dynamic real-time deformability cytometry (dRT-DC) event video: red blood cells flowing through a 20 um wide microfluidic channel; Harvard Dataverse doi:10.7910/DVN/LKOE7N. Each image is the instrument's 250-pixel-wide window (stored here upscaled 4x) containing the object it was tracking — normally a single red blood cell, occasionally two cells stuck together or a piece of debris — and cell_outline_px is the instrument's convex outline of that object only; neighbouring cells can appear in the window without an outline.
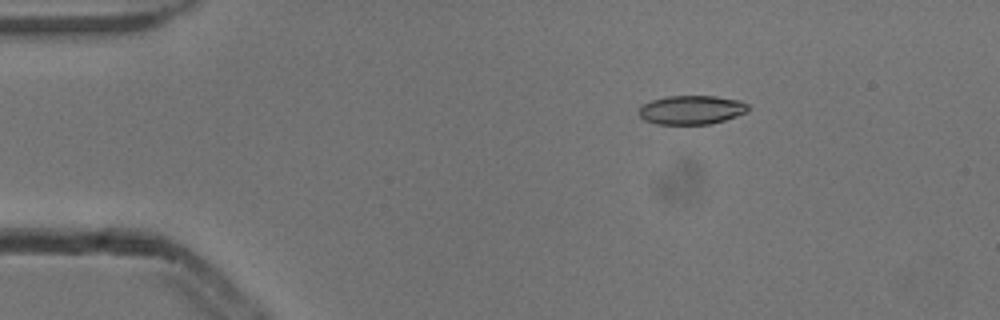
{"species": "common noctule bat (a hibernating species)", "species_latin": "Nyctalus noctula", "temperature_condition": "cold", "stored_images_in_passage": 4, "camera_frame_rate_fps": 3000, "um_per_image_px": 0.085, "animal": {"sex": "male", "body_mass_g": 13.3}, "frame": {"image": 1, "passage_image": 2, "time_ms": 0.333, "image_size_px": [1000, 320], "cell_outline_px": [[748, 112], [724, 120], [708, 124], [656, 124], [644, 120], [636, 112], [644, 104], [652, 100], [668, 96], [716, 96], [740, 100], [748, 104]], "centroid_in_image_um": [58.77, 9.34], "position_along_channel_um": 26.2, "area_um2": 18.44}}
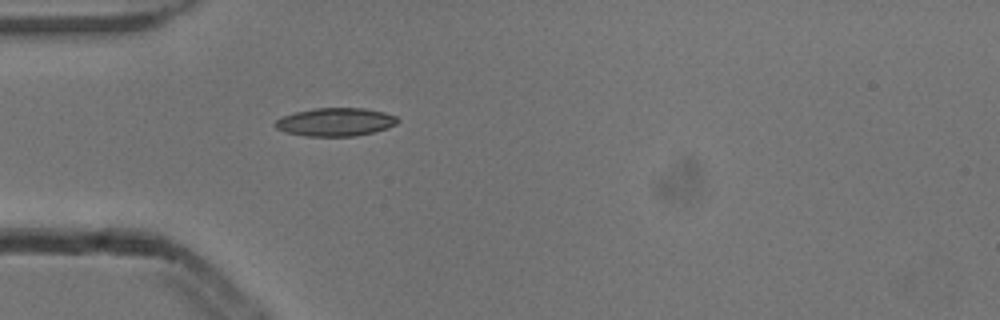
{"frame": {"image": 2, "passage_image": 4, "time_ms": 1.0, "image_size_px": [1000, 320], "cell_outline_px": [[400, 120], [396, 124], [388, 128], [356, 136], [308, 136], [284, 132], [276, 128], [272, 124], [280, 116], [296, 112], [316, 108], [364, 108], [384, 112], [396, 116]], "centroid_in_image_um": [28.49, 10.37], "position_along_channel_um": 56.5, "area_um2": 20.23}}